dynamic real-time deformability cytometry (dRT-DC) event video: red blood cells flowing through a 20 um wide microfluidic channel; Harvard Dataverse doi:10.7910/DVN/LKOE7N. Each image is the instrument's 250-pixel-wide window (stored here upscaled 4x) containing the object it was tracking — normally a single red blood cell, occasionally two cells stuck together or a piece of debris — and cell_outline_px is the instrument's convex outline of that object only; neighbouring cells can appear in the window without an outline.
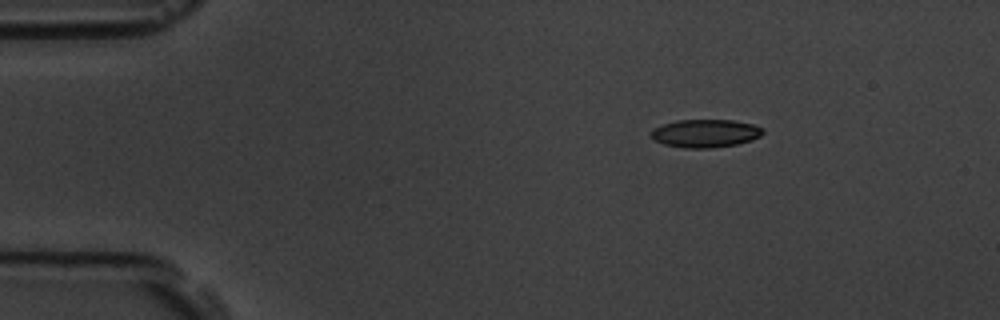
{"species": "common noctule bat (a hibernating species)", "species_latin": "Nyctalus noctula", "temperature_condition": "room temperature", "stored_images_in_passage": 3, "camera_frame_rate_fps": 3000, "um_per_image_px": 0.085, "animal": {"sex": "male", "body_mass_g": 19.5, "forearm_length_mm": 54.6}, "frame": {"image": 1, "passage_image": 1, "time_ms": 0.0, "image_size_px": [1000, 320], "cell_outline_px": [[764, 132], [760, 136], [752, 140], [736, 144], [712, 148], [684, 148], [664, 144], [656, 140], [652, 136], [652, 128], [676, 120], [732, 120], [752, 124], [764, 128]], "centroid_in_image_um": [59.98, 11.33], "position_along_channel_um": 25.0, "area_um2": 18.21}}